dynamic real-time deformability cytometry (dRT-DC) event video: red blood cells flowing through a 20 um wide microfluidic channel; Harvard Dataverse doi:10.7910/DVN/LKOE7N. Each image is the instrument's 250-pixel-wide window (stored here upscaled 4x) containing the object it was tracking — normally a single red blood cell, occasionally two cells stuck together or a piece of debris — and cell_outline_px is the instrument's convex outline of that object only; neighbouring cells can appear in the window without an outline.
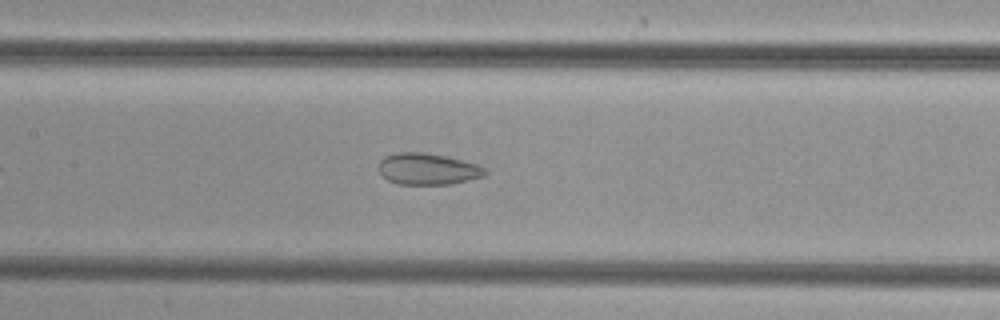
{"species": "common noctule bat (a hibernating species)", "species_latin": "Nyctalus noctula", "temperature_condition": "cold", "stored_images_in_passage": 39, "camera_frame_rate_fps": 3000, "um_per_image_px": 0.085, "animal": {"sex": "female", "body_mass_g": 29.2, "forearm_length_mm": 56.3}, "frame": {"image": 1, "passage_image": 13, "time_ms": 4.0, "image_size_px": [1000, 320], "cell_outline_px": [[488, 172], [484, 176], [452, 184], [396, 184], [388, 180], [380, 172], [380, 160], [384, 156], [396, 152], [424, 152], [448, 156], [476, 164], [484, 168]], "centroid_in_image_um": [36.36, 14.35], "position_along_channel_um": 171.0, "area_um2": 19.54}}
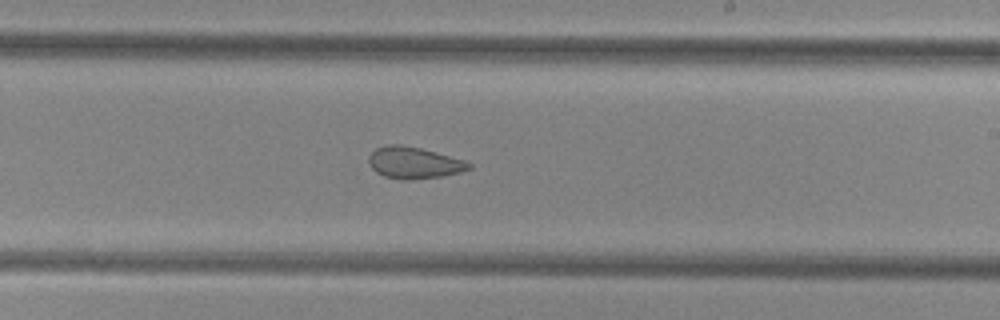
{"frame": {"image": 2, "passage_image": 19, "time_ms": 6.0, "image_size_px": [1000, 320], "cell_outline_px": [[472, 168], [460, 172], [444, 176], [412, 180], [400, 180], [384, 176], [376, 172], [368, 164], [368, 156], [376, 148], [388, 144], [400, 144], [420, 148], [464, 160], [472, 164]], "centroid_in_image_um": [35.17, 13.84], "position_along_channel_um": 253.8, "area_um2": 18.61}}
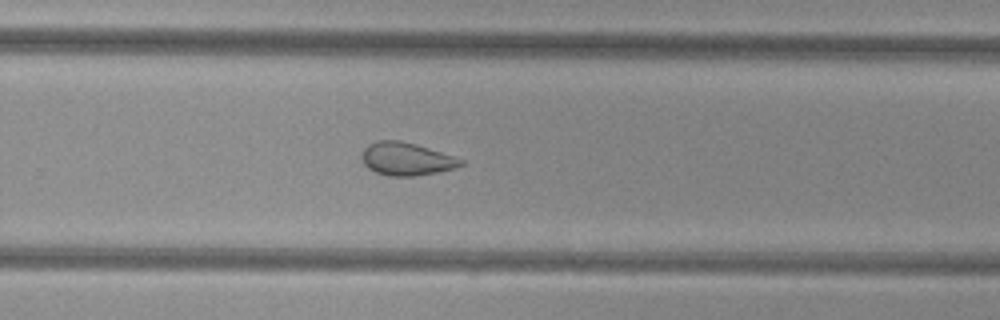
{"frame": {"image": 3, "passage_image": 22, "time_ms": 7.0, "image_size_px": [1000, 320], "cell_outline_px": [[464, 164], [456, 168], [436, 172], [412, 176], [388, 176], [376, 172], [368, 168], [364, 164], [360, 156], [364, 148], [368, 144], [376, 140], [400, 140], [416, 144], [464, 160]], "centroid_in_image_um": [34.5, 13.5], "position_along_channel_um": 295.3, "area_um2": 18.96}}